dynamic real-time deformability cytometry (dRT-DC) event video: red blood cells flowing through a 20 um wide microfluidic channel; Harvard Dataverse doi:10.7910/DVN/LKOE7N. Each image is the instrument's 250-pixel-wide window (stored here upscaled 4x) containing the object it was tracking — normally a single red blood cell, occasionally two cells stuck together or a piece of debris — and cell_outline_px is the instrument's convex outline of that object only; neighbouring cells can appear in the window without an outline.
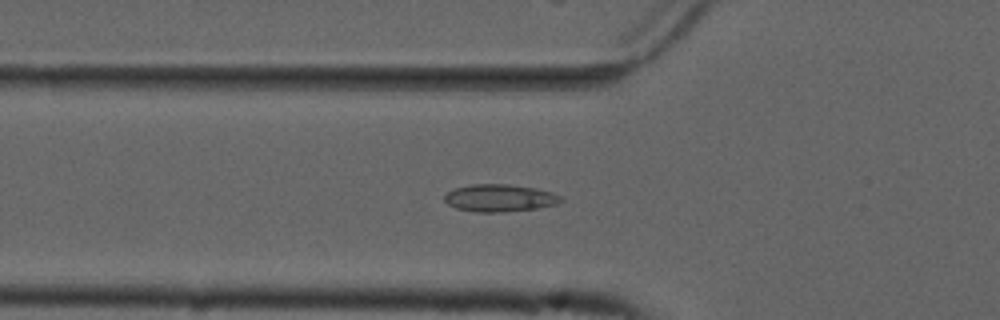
{"species": "common noctule bat (a hibernating species)", "species_latin": "Nyctalus noctula", "temperature_condition": "cold", "stored_images_in_passage": 48, "camera_frame_rate_fps": 3000, "um_per_image_px": 0.085, "animal": {"sex": "male", "forearm_length_mm": 52.5}, "frame": {"image": 1, "passage_image": 12, "time_ms": 3.667, "image_size_px": [1000, 320], "cell_outline_px": [[564, 200], [556, 204], [536, 208], [504, 212], [476, 212], [456, 208], [448, 204], [444, 200], [444, 196], [448, 192], [456, 188], [472, 184], [508, 184], [536, 188], [552, 192], [560, 196]], "centroid_in_image_um": [42.48, 16.83], "position_along_channel_um": 83.3, "area_um2": 18.5}}
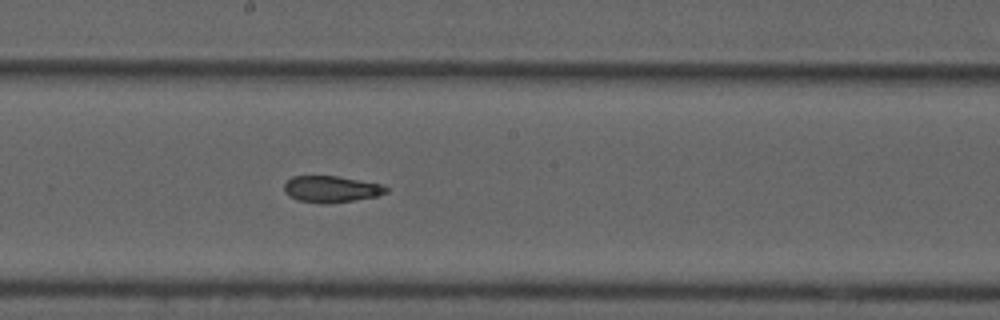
{"frame": {"image": 2, "passage_image": 23, "time_ms": 7.333, "image_size_px": [1000, 320], "cell_outline_px": [[388, 192], [376, 196], [328, 204], [324, 204], [296, 200], [284, 192], [284, 184], [292, 176], [336, 176], [380, 184], [388, 188]], "centroid_in_image_um": [28.11, 16.08], "position_along_channel_um": 220.1, "area_um2": 15.61}}
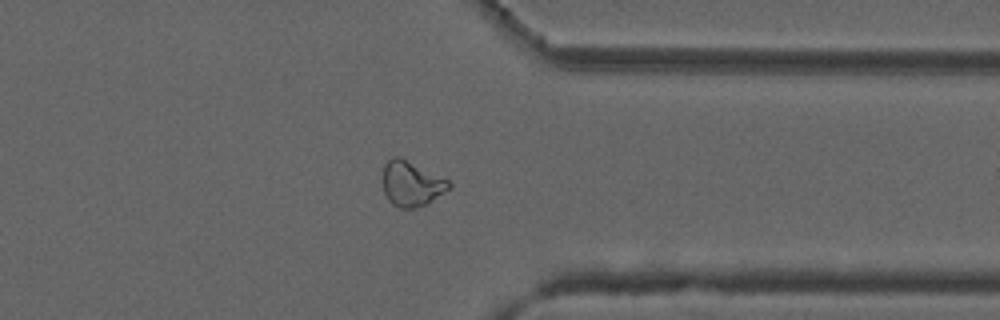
{"frame": {"image": 3, "passage_image": 36, "time_ms": 11.667, "image_size_px": [1000, 320], "cell_outline_px": [[452, 188], [432, 200], [424, 204], [412, 208], [400, 208], [392, 204], [388, 200], [384, 192], [384, 164], [392, 156], [400, 156], [448, 180], [452, 184]], "centroid_in_image_um": [34.98, 15.6], "position_along_channel_um": 376.4, "area_um2": 17.22}, "authors_computed_cell_mechanics": {"area_um2": 17.2533, "velocity_mm_per_s": 3.7218, "shape_relaxation_time_tau1_ms": null, "shape_relaxation_time_tau2_ms": 2.378, "deformation_change_tau1": null, "deformation_change_tau2": 0.0694}}